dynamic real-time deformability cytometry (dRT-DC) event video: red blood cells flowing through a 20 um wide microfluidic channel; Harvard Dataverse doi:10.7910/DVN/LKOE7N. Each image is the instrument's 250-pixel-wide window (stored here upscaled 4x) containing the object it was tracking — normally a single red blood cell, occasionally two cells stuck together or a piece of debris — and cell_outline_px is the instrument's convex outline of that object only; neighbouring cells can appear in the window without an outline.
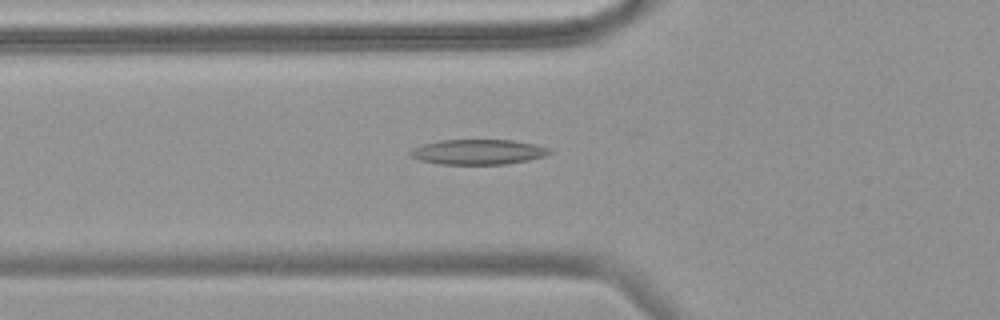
{"species": "common noctule bat (a hibernating species)", "species_latin": "Nyctalus noctula", "temperature_condition": "warm", "stored_images_in_passage": 43, "camera_frame_rate_fps": 3000, "um_per_image_px": 0.085, "animal": {"sex": "female", "body_mass_g": 18.4}, "frame": {"image": 1, "passage_image": 7, "time_ms": 2.0, "image_size_px": [1000, 320], "cell_outline_px": [[552, 152], [544, 156], [528, 160], [504, 164], [440, 164], [420, 160], [412, 156], [408, 152], [412, 148], [424, 144], [440, 140], [512, 140], [536, 144], [548, 148]], "centroid_in_image_um": [40.63, 12.91], "position_along_channel_um": 85.2, "area_um2": 20.23}}
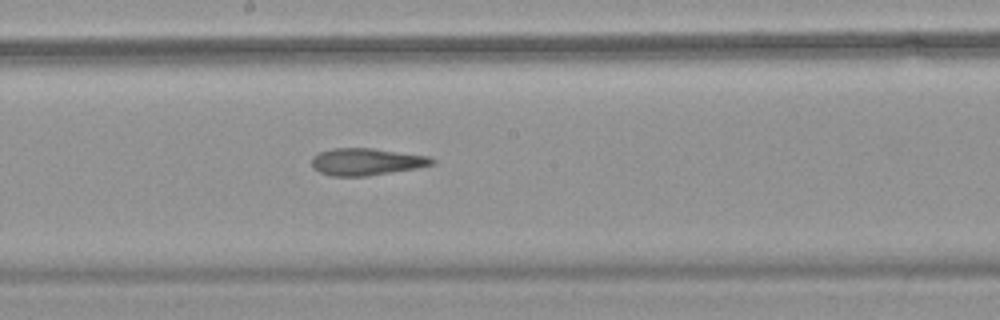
{"frame": {"image": 2, "passage_image": 18, "time_ms": 5.667, "image_size_px": [1000, 320], "cell_outline_px": [[436, 164], [416, 168], [368, 176], [332, 176], [320, 172], [312, 168], [312, 156], [320, 152], [332, 148], [372, 148], [432, 156], [436, 160]], "centroid_in_image_um": [31.18, 13.74], "position_along_channel_um": 217.0, "area_um2": 19.19}}
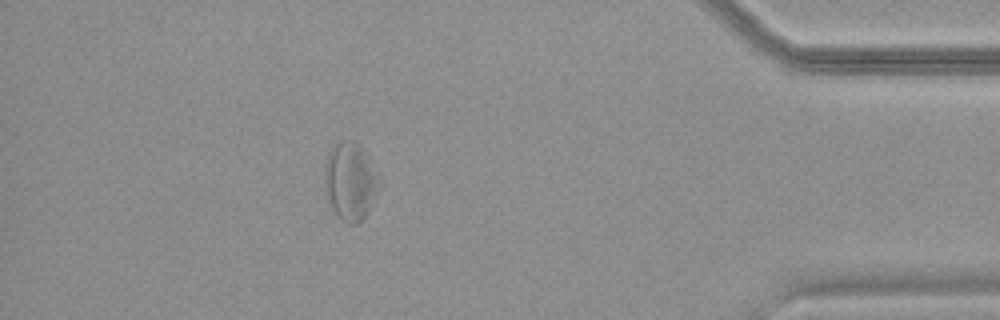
{"frame": {"image": 3, "passage_image": 37, "time_ms": 12.0, "image_size_px": [1000, 320], "cell_outline_px": [[380, 188], [368, 212], [356, 224], [348, 224], [336, 216], [328, 204], [324, 192], [324, 164], [328, 152], [332, 144], [352, 140], [356, 140], [364, 148], [380, 180]], "centroid_in_image_um": [29.74, 15.41], "position_along_channel_um": 405.5, "area_um2": 25.43}, "authors_computed_cell_mechanics": {"area_um2": 20.4034, "velocity_mm_per_s": 3.5954, "shape_relaxation_time_tau1_ms": null, "shape_relaxation_time_tau2_ms": 4.2203, "deformation_change_tau1": null, "deformation_change_tau2": 0.1499}}